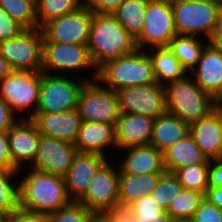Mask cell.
<instances>
[{
  "label": "cell",
  "instance_id": "1",
  "mask_svg": "<svg viewBox=\"0 0 222 222\" xmlns=\"http://www.w3.org/2000/svg\"><path fill=\"white\" fill-rule=\"evenodd\" d=\"M18 180L19 208L23 210L48 214L72 201L63 176L26 167L18 171Z\"/></svg>",
  "mask_w": 222,
  "mask_h": 222
},
{
  "label": "cell",
  "instance_id": "2",
  "mask_svg": "<svg viewBox=\"0 0 222 222\" xmlns=\"http://www.w3.org/2000/svg\"><path fill=\"white\" fill-rule=\"evenodd\" d=\"M87 47L96 68L137 49L135 38L110 13H92Z\"/></svg>",
  "mask_w": 222,
  "mask_h": 222
},
{
  "label": "cell",
  "instance_id": "3",
  "mask_svg": "<svg viewBox=\"0 0 222 222\" xmlns=\"http://www.w3.org/2000/svg\"><path fill=\"white\" fill-rule=\"evenodd\" d=\"M96 80L116 91L120 88L155 83L152 62L143 49L104 62L97 68Z\"/></svg>",
  "mask_w": 222,
  "mask_h": 222
},
{
  "label": "cell",
  "instance_id": "4",
  "mask_svg": "<svg viewBox=\"0 0 222 222\" xmlns=\"http://www.w3.org/2000/svg\"><path fill=\"white\" fill-rule=\"evenodd\" d=\"M165 91L167 112L189 125L208 116L217 103L210 94L200 89L190 74L167 83Z\"/></svg>",
  "mask_w": 222,
  "mask_h": 222
},
{
  "label": "cell",
  "instance_id": "5",
  "mask_svg": "<svg viewBox=\"0 0 222 222\" xmlns=\"http://www.w3.org/2000/svg\"><path fill=\"white\" fill-rule=\"evenodd\" d=\"M42 72L64 76H73L74 73L75 77L86 81L96 80L97 76V68L91 60L87 44L75 43L43 42Z\"/></svg>",
  "mask_w": 222,
  "mask_h": 222
},
{
  "label": "cell",
  "instance_id": "6",
  "mask_svg": "<svg viewBox=\"0 0 222 222\" xmlns=\"http://www.w3.org/2000/svg\"><path fill=\"white\" fill-rule=\"evenodd\" d=\"M171 6L178 35L207 40L211 38L222 13V6L200 0H171Z\"/></svg>",
  "mask_w": 222,
  "mask_h": 222
},
{
  "label": "cell",
  "instance_id": "7",
  "mask_svg": "<svg viewBox=\"0 0 222 222\" xmlns=\"http://www.w3.org/2000/svg\"><path fill=\"white\" fill-rule=\"evenodd\" d=\"M40 85L41 72L13 70L0 81V96L19 119H31L37 110Z\"/></svg>",
  "mask_w": 222,
  "mask_h": 222
},
{
  "label": "cell",
  "instance_id": "8",
  "mask_svg": "<svg viewBox=\"0 0 222 222\" xmlns=\"http://www.w3.org/2000/svg\"><path fill=\"white\" fill-rule=\"evenodd\" d=\"M87 81L74 76L51 75L41 71L36 112H64L77 109L80 91Z\"/></svg>",
  "mask_w": 222,
  "mask_h": 222
},
{
  "label": "cell",
  "instance_id": "9",
  "mask_svg": "<svg viewBox=\"0 0 222 222\" xmlns=\"http://www.w3.org/2000/svg\"><path fill=\"white\" fill-rule=\"evenodd\" d=\"M83 122L115 125L121 112L115 91L97 80L87 81L80 91L77 109Z\"/></svg>",
  "mask_w": 222,
  "mask_h": 222
},
{
  "label": "cell",
  "instance_id": "10",
  "mask_svg": "<svg viewBox=\"0 0 222 222\" xmlns=\"http://www.w3.org/2000/svg\"><path fill=\"white\" fill-rule=\"evenodd\" d=\"M0 53L12 70L41 72L43 54L41 29H25L17 37L1 41Z\"/></svg>",
  "mask_w": 222,
  "mask_h": 222
},
{
  "label": "cell",
  "instance_id": "11",
  "mask_svg": "<svg viewBox=\"0 0 222 222\" xmlns=\"http://www.w3.org/2000/svg\"><path fill=\"white\" fill-rule=\"evenodd\" d=\"M144 19L143 29L135 39L138 49L167 47L178 35L171 0L148 2Z\"/></svg>",
  "mask_w": 222,
  "mask_h": 222
},
{
  "label": "cell",
  "instance_id": "12",
  "mask_svg": "<svg viewBox=\"0 0 222 222\" xmlns=\"http://www.w3.org/2000/svg\"><path fill=\"white\" fill-rule=\"evenodd\" d=\"M115 93L121 113L141 114L156 119L167 112L165 86L157 82L120 88Z\"/></svg>",
  "mask_w": 222,
  "mask_h": 222
},
{
  "label": "cell",
  "instance_id": "13",
  "mask_svg": "<svg viewBox=\"0 0 222 222\" xmlns=\"http://www.w3.org/2000/svg\"><path fill=\"white\" fill-rule=\"evenodd\" d=\"M91 22L92 12L83 5L73 13L52 19L44 24L40 28L43 42L87 44Z\"/></svg>",
  "mask_w": 222,
  "mask_h": 222
},
{
  "label": "cell",
  "instance_id": "14",
  "mask_svg": "<svg viewBox=\"0 0 222 222\" xmlns=\"http://www.w3.org/2000/svg\"><path fill=\"white\" fill-rule=\"evenodd\" d=\"M108 159L91 180L85 195L79 200L97 217L119 204V170L114 161Z\"/></svg>",
  "mask_w": 222,
  "mask_h": 222
},
{
  "label": "cell",
  "instance_id": "15",
  "mask_svg": "<svg viewBox=\"0 0 222 222\" xmlns=\"http://www.w3.org/2000/svg\"><path fill=\"white\" fill-rule=\"evenodd\" d=\"M12 164L30 167L37 155L41 133L31 119H19L7 132Z\"/></svg>",
  "mask_w": 222,
  "mask_h": 222
},
{
  "label": "cell",
  "instance_id": "16",
  "mask_svg": "<svg viewBox=\"0 0 222 222\" xmlns=\"http://www.w3.org/2000/svg\"><path fill=\"white\" fill-rule=\"evenodd\" d=\"M77 152L74 144L41 135L38 152L30 168L64 177Z\"/></svg>",
  "mask_w": 222,
  "mask_h": 222
},
{
  "label": "cell",
  "instance_id": "17",
  "mask_svg": "<svg viewBox=\"0 0 222 222\" xmlns=\"http://www.w3.org/2000/svg\"><path fill=\"white\" fill-rule=\"evenodd\" d=\"M108 159L96 153L77 152L64 176L67 193L72 201H79L99 168Z\"/></svg>",
  "mask_w": 222,
  "mask_h": 222
},
{
  "label": "cell",
  "instance_id": "18",
  "mask_svg": "<svg viewBox=\"0 0 222 222\" xmlns=\"http://www.w3.org/2000/svg\"><path fill=\"white\" fill-rule=\"evenodd\" d=\"M74 145L78 152L96 153L112 159L115 156L112 153L117 151L115 125L81 121Z\"/></svg>",
  "mask_w": 222,
  "mask_h": 222
},
{
  "label": "cell",
  "instance_id": "19",
  "mask_svg": "<svg viewBox=\"0 0 222 222\" xmlns=\"http://www.w3.org/2000/svg\"><path fill=\"white\" fill-rule=\"evenodd\" d=\"M31 120L35 123L41 135L65 141L76 142L81 118L77 110L64 112H35Z\"/></svg>",
  "mask_w": 222,
  "mask_h": 222
},
{
  "label": "cell",
  "instance_id": "20",
  "mask_svg": "<svg viewBox=\"0 0 222 222\" xmlns=\"http://www.w3.org/2000/svg\"><path fill=\"white\" fill-rule=\"evenodd\" d=\"M189 74L201 90L216 101H222V55L209 42L203 48L196 67Z\"/></svg>",
  "mask_w": 222,
  "mask_h": 222
},
{
  "label": "cell",
  "instance_id": "21",
  "mask_svg": "<svg viewBox=\"0 0 222 222\" xmlns=\"http://www.w3.org/2000/svg\"><path fill=\"white\" fill-rule=\"evenodd\" d=\"M114 154L121 157L120 160L118 159L121 162L116 160L114 162L117 164L119 174L140 175L165 172L163 153L150 144L117 150Z\"/></svg>",
  "mask_w": 222,
  "mask_h": 222
},
{
  "label": "cell",
  "instance_id": "22",
  "mask_svg": "<svg viewBox=\"0 0 222 222\" xmlns=\"http://www.w3.org/2000/svg\"><path fill=\"white\" fill-rule=\"evenodd\" d=\"M154 120L146 115L121 113L115 124L117 150L149 145Z\"/></svg>",
  "mask_w": 222,
  "mask_h": 222
},
{
  "label": "cell",
  "instance_id": "23",
  "mask_svg": "<svg viewBox=\"0 0 222 222\" xmlns=\"http://www.w3.org/2000/svg\"><path fill=\"white\" fill-rule=\"evenodd\" d=\"M189 133L209 160L222 158V125L215 111L190 124Z\"/></svg>",
  "mask_w": 222,
  "mask_h": 222
},
{
  "label": "cell",
  "instance_id": "24",
  "mask_svg": "<svg viewBox=\"0 0 222 222\" xmlns=\"http://www.w3.org/2000/svg\"><path fill=\"white\" fill-rule=\"evenodd\" d=\"M190 132V125L168 112L154 120L150 145L164 152Z\"/></svg>",
  "mask_w": 222,
  "mask_h": 222
},
{
  "label": "cell",
  "instance_id": "25",
  "mask_svg": "<svg viewBox=\"0 0 222 222\" xmlns=\"http://www.w3.org/2000/svg\"><path fill=\"white\" fill-rule=\"evenodd\" d=\"M163 163L165 171L174 173L183 166L210 163V160L202 153L189 133L163 152Z\"/></svg>",
  "mask_w": 222,
  "mask_h": 222
},
{
  "label": "cell",
  "instance_id": "26",
  "mask_svg": "<svg viewBox=\"0 0 222 222\" xmlns=\"http://www.w3.org/2000/svg\"><path fill=\"white\" fill-rule=\"evenodd\" d=\"M153 68L155 81L166 85L169 82L183 79L188 72L168 47H153L146 50Z\"/></svg>",
  "mask_w": 222,
  "mask_h": 222
},
{
  "label": "cell",
  "instance_id": "27",
  "mask_svg": "<svg viewBox=\"0 0 222 222\" xmlns=\"http://www.w3.org/2000/svg\"><path fill=\"white\" fill-rule=\"evenodd\" d=\"M163 173L119 174V204L129 205L146 195H151Z\"/></svg>",
  "mask_w": 222,
  "mask_h": 222
},
{
  "label": "cell",
  "instance_id": "28",
  "mask_svg": "<svg viewBox=\"0 0 222 222\" xmlns=\"http://www.w3.org/2000/svg\"><path fill=\"white\" fill-rule=\"evenodd\" d=\"M207 43L208 40L204 38L176 35L167 47L189 74L196 67L201 52Z\"/></svg>",
  "mask_w": 222,
  "mask_h": 222
},
{
  "label": "cell",
  "instance_id": "29",
  "mask_svg": "<svg viewBox=\"0 0 222 222\" xmlns=\"http://www.w3.org/2000/svg\"><path fill=\"white\" fill-rule=\"evenodd\" d=\"M147 4L148 1L146 0H124L112 13L117 21L135 39L143 29Z\"/></svg>",
  "mask_w": 222,
  "mask_h": 222
},
{
  "label": "cell",
  "instance_id": "30",
  "mask_svg": "<svg viewBox=\"0 0 222 222\" xmlns=\"http://www.w3.org/2000/svg\"><path fill=\"white\" fill-rule=\"evenodd\" d=\"M83 5V0H36L38 28L52 19L73 13Z\"/></svg>",
  "mask_w": 222,
  "mask_h": 222
},
{
  "label": "cell",
  "instance_id": "31",
  "mask_svg": "<svg viewBox=\"0 0 222 222\" xmlns=\"http://www.w3.org/2000/svg\"><path fill=\"white\" fill-rule=\"evenodd\" d=\"M204 198L205 194L202 192L183 188L166 211L173 220H190Z\"/></svg>",
  "mask_w": 222,
  "mask_h": 222
},
{
  "label": "cell",
  "instance_id": "32",
  "mask_svg": "<svg viewBox=\"0 0 222 222\" xmlns=\"http://www.w3.org/2000/svg\"><path fill=\"white\" fill-rule=\"evenodd\" d=\"M18 171L0 170V209L8 215L19 209Z\"/></svg>",
  "mask_w": 222,
  "mask_h": 222
},
{
  "label": "cell",
  "instance_id": "33",
  "mask_svg": "<svg viewBox=\"0 0 222 222\" xmlns=\"http://www.w3.org/2000/svg\"><path fill=\"white\" fill-rule=\"evenodd\" d=\"M0 7L25 29L38 28L36 0H0Z\"/></svg>",
  "mask_w": 222,
  "mask_h": 222
},
{
  "label": "cell",
  "instance_id": "34",
  "mask_svg": "<svg viewBox=\"0 0 222 222\" xmlns=\"http://www.w3.org/2000/svg\"><path fill=\"white\" fill-rule=\"evenodd\" d=\"M209 167L210 163L186 165L177 169L174 174L183 188L206 194L209 187Z\"/></svg>",
  "mask_w": 222,
  "mask_h": 222
},
{
  "label": "cell",
  "instance_id": "35",
  "mask_svg": "<svg viewBox=\"0 0 222 222\" xmlns=\"http://www.w3.org/2000/svg\"><path fill=\"white\" fill-rule=\"evenodd\" d=\"M136 216V222H172L171 215L161 208L151 195H146L128 205Z\"/></svg>",
  "mask_w": 222,
  "mask_h": 222
},
{
  "label": "cell",
  "instance_id": "36",
  "mask_svg": "<svg viewBox=\"0 0 222 222\" xmlns=\"http://www.w3.org/2000/svg\"><path fill=\"white\" fill-rule=\"evenodd\" d=\"M182 189L183 187L178 177L173 172L165 171L153 190L151 198L163 210H167L170 202L177 197Z\"/></svg>",
  "mask_w": 222,
  "mask_h": 222
},
{
  "label": "cell",
  "instance_id": "37",
  "mask_svg": "<svg viewBox=\"0 0 222 222\" xmlns=\"http://www.w3.org/2000/svg\"><path fill=\"white\" fill-rule=\"evenodd\" d=\"M49 222H94L97 216L79 201L47 214Z\"/></svg>",
  "mask_w": 222,
  "mask_h": 222
},
{
  "label": "cell",
  "instance_id": "38",
  "mask_svg": "<svg viewBox=\"0 0 222 222\" xmlns=\"http://www.w3.org/2000/svg\"><path fill=\"white\" fill-rule=\"evenodd\" d=\"M191 222H222V209L204 198L196 210Z\"/></svg>",
  "mask_w": 222,
  "mask_h": 222
},
{
  "label": "cell",
  "instance_id": "39",
  "mask_svg": "<svg viewBox=\"0 0 222 222\" xmlns=\"http://www.w3.org/2000/svg\"><path fill=\"white\" fill-rule=\"evenodd\" d=\"M98 218L102 222H136V216L128 205L116 204L104 210Z\"/></svg>",
  "mask_w": 222,
  "mask_h": 222
},
{
  "label": "cell",
  "instance_id": "40",
  "mask_svg": "<svg viewBox=\"0 0 222 222\" xmlns=\"http://www.w3.org/2000/svg\"><path fill=\"white\" fill-rule=\"evenodd\" d=\"M25 28L0 7V42L17 37Z\"/></svg>",
  "mask_w": 222,
  "mask_h": 222
},
{
  "label": "cell",
  "instance_id": "41",
  "mask_svg": "<svg viewBox=\"0 0 222 222\" xmlns=\"http://www.w3.org/2000/svg\"><path fill=\"white\" fill-rule=\"evenodd\" d=\"M124 0H84V5L92 13L112 14Z\"/></svg>",
  "mask_w": 222,
  "mask_h": 222
},
{
  "label": "cell",
  "instance_id": "42",
  "mask_svg": "<svg viewBox=\"0 0 222 222\" xmlns=\"http://www.w3.org/2000/svg\"><path fill=\"white\" fill-rule=\"evenodd\" d=\"M6 222H49V220L45 213H34L19 208L8 216Z\"/></svg>",
  "mask_w": 222,
  "mask_h": 222
},
{
  "label": "cell",
  "instance_id": "43",
  "mask_svg": "<svg viewBox=\"0 0 222 222\" xmlns=\"http://www.w3.org/2000/svg\"><path fill=\"white\" fill-rule=\"evenodd\" d=\"M18 120L19 118L11 111L8 103L0 96V131L8 132Z\"/></svg>",
  "mask_w": 222,
  "mask_h": 222
},
{
  "label": "cell",
  "instance_id": "44",
  "mask_svg": "<svg viewBox=\"0 0 222 222\" xmlns=\"http://www.w3.org/2000/svg\"><path fill=\"white\" fill-rule=\"evenodd\" d=\"M0 170H18L10 157L7 132L0 131Z\"/></svg>",
  "mask_w": 222,
  "mask_h": 222
},
{
  "label": "cell",
  "instance_id": "45",
  "mask_svg": "<svg viewBox=\"0 0 222 222\" xmlns=\"http://www.w3.org/2000/svg\"><path fill=\"white\" fill-rule=\"evenodd\" d=\"M209 186L222 187V158L210 160Z\"/></svg>",
  "mask_w": 222,
  "mask_h": 222
},
{
  "label": "cell",
  "instance_id": "46",
  "mask_svg": "<svg viewBox=\"0 0 222 222\" xmlns=\"http://www.w3.org/2000/svg\"><path fill=\"white\" fill-rule=\"evenodd\" d=\"M205 198L222 209V187L209 186Z\"/></svg>",
  "mask_w": 222,
  "mask_h": 222
},
{
  "label": "cell",
  "instance_id": "47",
  "mask_svg": "<svg viewBox=\"0 0 222 222\" xmlns=\"http://www.w3.org/2000/svg\"><path fill=\"white\" fill-rule=\"evenodd\" d=\"M208 41H222V13L219 16L215 30Z\"/></svg>",
  "mask_w": 222,
  "mask_h": 222
},
{
  "label": "cell",
  "instance_id": "48",
  "mask_svg": "<svg viewBox=\"0 0 222 222\" xmlns=\"http://www.w3.org/2000/svg\"><path fill=\"white\" fill-rule=\"evenodd\" d=\"M7 60L0 53V81L12 72Z\"/></svg>",
  "mask_w": 222,
  "mask_h": 222
},
{
  "label": "cell",
  "instance_id": "49",
  "mask_svg": "<svg viewBox=\"0 0 222 222\" xmlns=\"http://www.w3.org/2000/svg\"><path fill=\"white\" fill-rule=\"evenodd\" d=\"M214 111L219 115L220 122L222 125V101H217Z\"/></svg>",
  "mask_w": 222,
  "mask_h": 222
},
{
  "label": "cell",
  "instance_id": "50",
  "mask_svg": "<svg viewBox=\"0 0 222 222\" xmlns=\"http://www.w3.org/2000/svg\"><path fill=\"white\" fill-rule=\"evenodd\" d=\"M222 55V41H208Z\"/></svg>",
  "mask_w": 222,
  "mask_h": 222
},
{
  "label": "cell",
  "instance_id": "51",
  "mask_svg": "<svg viewBox=\"0 0 222 222\" xmlns=\"http://www.w3.org/2000/svg\"><path fill=\"white\" fill-rule=\"evenodd\" d=\"M8 216L9 215L4 210L0 209V222H6Z\"/></svg>",
  "mask_w": 222,
  "mask_h": 222
},
{
  "label": "cell",
  "instance_id": "52",
  "mask_svg": "<svg viewBox=\"0 0 222 222\" xmlns=\"http://www.w3.org/2000/svg\"><path fill=\"white\" fill-rule=\"evenodd\" d=\"M200 1H206V2H210V3H214V4H218L222 6V0H200Z\"/></svg>",
  "mask_w": 222,
  "mask_h": 222
},
{
  "label": "cell",
  "instance_id": "53",
  "mask_svg": "<svg viewBox=\"0 0 222 222\" xmlns=\"http://www.w3.org/2000/svg\"><path fill=\"white\" fill-rule=\"evenodd\" d=\"M172 222H191L190 220H173Z\"/></svg>",
  "mask_w": 222,
  "mask_h": 222
},
{
  "label": "cell",
  "instance_id": "54",
  "mask_svg": "<svg viewBox=\"0 0 222 222\" xmlns=\"http://www.w3.org/2000/svg\"><path fill=\"white\" fill-rule=\"evenodd\" d=\"M148 2H152V1H164V0H146Z\"/></svg>",
  "mask_w": 222,
  "mask_h": 222
},
{
  "label": "cell",
  "instance_id": "55",
  "mask_svg": "<svg viewBox=\"0 0 222 222\" xmlns=\"http://www.w3.org/2000/svg\"><path fill=\"white\" fill-rule=\"evenodd\" d=\"M94 222H102V221L97 217Z\"/></svg>",
  "mask_w": 222,
  "mask_h": 222
}]
</instances>
